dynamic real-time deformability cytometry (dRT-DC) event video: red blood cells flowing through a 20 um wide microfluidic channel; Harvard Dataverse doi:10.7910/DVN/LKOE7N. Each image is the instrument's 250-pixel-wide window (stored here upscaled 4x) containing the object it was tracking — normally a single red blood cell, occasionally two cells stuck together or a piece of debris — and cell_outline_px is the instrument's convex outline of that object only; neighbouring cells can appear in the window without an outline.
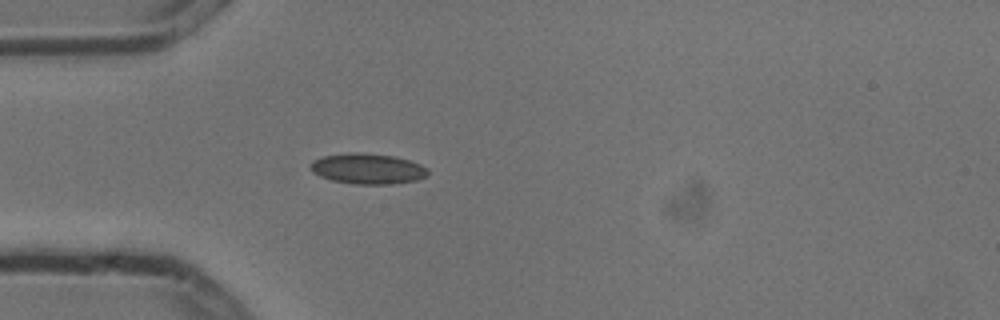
{"species": "common noctule bat (a hibernating species)", "species_latin": "Nyctalus noctula", "temperature_condition": "cold", "stored_images_in_passage": 2, "camera_frame_rate_fps": 3000, "um_per_image_px": 0.085, "animal": {"sex": "male", "body_mass_g": 13.3}, "frame": {"image": 1, "passage_image": 2, "time_ms": 0.333, "image_size_px": [1000, 320], "cell_outline_px": [[428, 176], [416, 180], [392, 184], [352, 184], [332, 180], [320, 176], [312, 172], [308, 168], [308, 164], [312, 160], [324, 156], [348, 152], [360, 152], [396, 156], [420, 164], [428, 168]], "centroid_in_image_um": [31.22, 14.33], "position_along_channel_um": 53.8, "area_um2": 21.21}}